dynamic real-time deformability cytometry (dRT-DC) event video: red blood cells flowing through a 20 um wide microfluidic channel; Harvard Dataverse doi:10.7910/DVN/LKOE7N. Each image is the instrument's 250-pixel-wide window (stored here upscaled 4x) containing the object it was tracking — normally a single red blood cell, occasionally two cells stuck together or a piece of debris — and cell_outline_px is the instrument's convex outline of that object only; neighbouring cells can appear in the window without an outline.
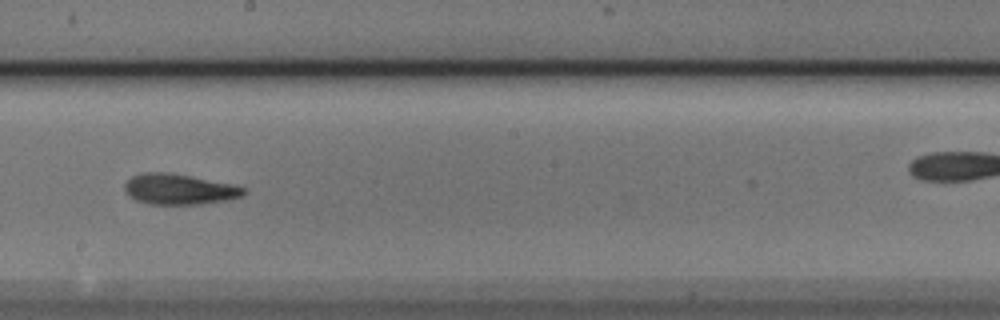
{"species": "Egyptian fruit bat (a non-hibernating species)", "species_latin": "Rousettus aegyptiacus", "temperature_condition": "cold", "stored_images_in_passage": 11, "camera_frame_rate_fps": 3000, "um_per_image_px": 0.085, "animal": {"sex": "male"}, "frame": {"image": 1, "passage_image": 8, "time_ms": 2.333, "image_size_px": [1000, 320], "cell_outline_px": [[248, 192], [244, 196], [228, 200], [200, 204], [148, 204], [136, 200], [128, 196], [124, 188], [124, 184], [132, 176], [144, 172], [168, 172], [232, 184], [248, 188]], "centroid_in_image_um": [15.26, 16.09], "position_along_channel_um": 232.9, "area_um2": 21.39}}
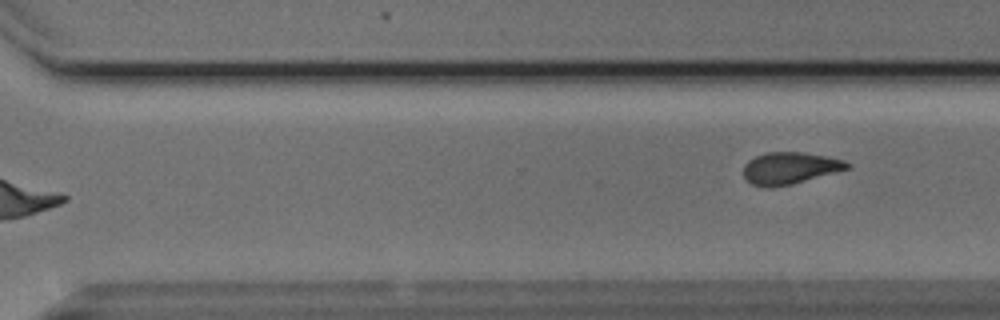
{"frame": {"image": 2, "passage_image": 11, "time_ms": 3.333, "image_size_px": [1000, 320], "cell_outline_px": [[852, 164], [848, 168], [792, 184], [772, 188], [768, 188], [752, 184], [744, 176], [744, 164], [748, 160], [756, 156], [768, 152], [800, 152], [828, 156], [844, 160]], "centroid_in_image_um": [67.12, 14.29], "position_along_channel_um": 303.5, "area_um2": 19.13}}